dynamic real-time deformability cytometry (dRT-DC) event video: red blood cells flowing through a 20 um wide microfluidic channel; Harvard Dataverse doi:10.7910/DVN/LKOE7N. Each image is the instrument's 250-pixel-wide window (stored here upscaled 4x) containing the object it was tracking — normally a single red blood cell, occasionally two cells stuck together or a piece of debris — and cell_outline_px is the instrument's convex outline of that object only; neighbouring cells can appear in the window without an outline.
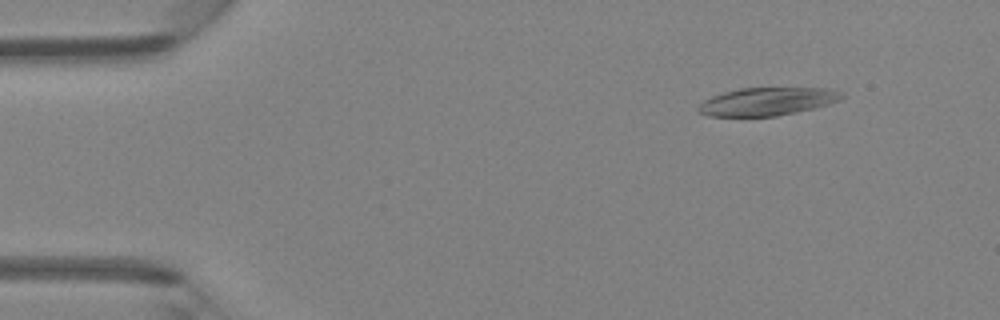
{"species": "Egyptian fruit bat (a non-hibernating species)", "species_latin": "Rousettus aegyptiacus", "temperature_condition": "room temperature", "stored_images_in_passage": 46, "camera_frame_rate_fps": 3000, "um_per_image_px": 0.085, "animal": {"sex": "female"}, "frame": {"image": 1, "passage_image": 5, "time_ms": 1.333, "image_size_px": [1000, 320], "cell_outline_px": [[844, 96], [840, 100], [828, 104], [796, 112], [776, 116], [708, 116], [700, 112], [696, 108], [704, 100], [712, 96], [724, 92], [740, 88], [832, 88], [844, 92]], "centroid_in_image_um": [65.24, 8.62], "position_along_channel_um": 19.8, "area_um2": 23.35}}
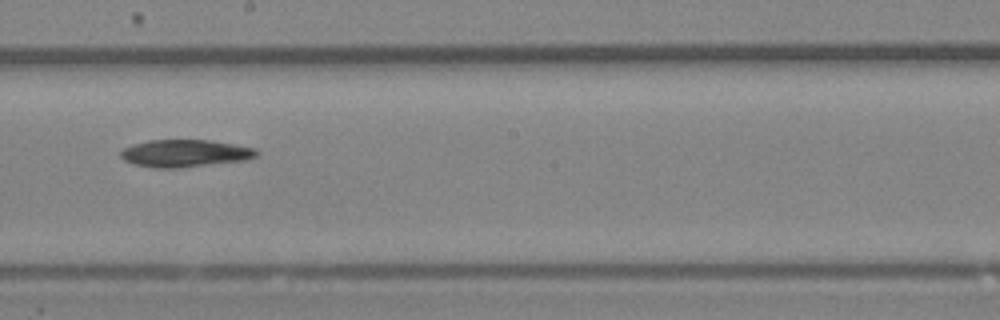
{"frame": {"image": 2, "passage_image": 26, "time_ms": 8.333, "image_size_px": [1000, 320], "cell_outline_px": [[260, 152], [256, 156], [248, 160], [180, 168], [152, 168], [136, 164], [124, 160], [120, 156], [120, 152], [124, 148], [132, 144], [148, 140], [208, 140], [256, 148]], "centroid_in_image_um": [15.74, 13.04], "position_along_channel_um": 232.5, "area_um2": 21.79}}
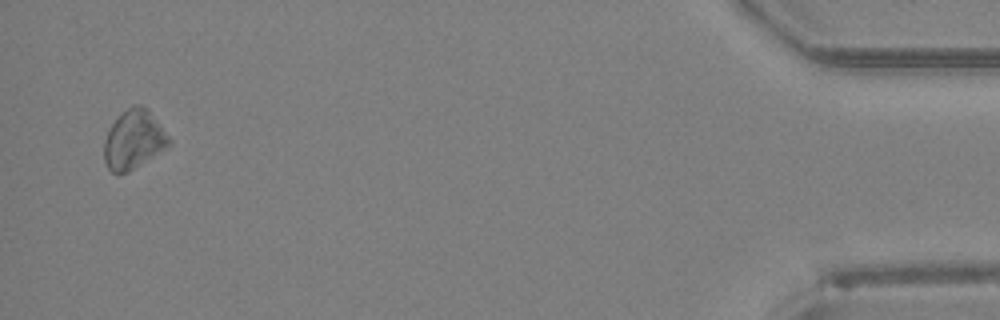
{"frame": {"image": 3, "passage_image": 45, "time_ms": 14.667, "image_size_px": [1000, 320], "cell_outline_px": [[172, 144], [128, 172], [112, 172], [108, 168], [104, 160], [104, 140], [108, 128], [132, 104], [140, 104], [148, 112], [172, 140]], "centroid_in_image_um": [11.34, 11.89], "position_along_channel_um": 423.9, "area_um2": 21.68}, "authors_computed_cell_mechanics": {"area_um2": 21.7906, "velocity_mm_per_s": 4.3262, "shape_relaxation_time_tau1_ms": 3.1148, "shape_relaxation_time_tau2_ms": null, "deformation_change_tau1": 0.1037, "deformation_change_tau2": null}}